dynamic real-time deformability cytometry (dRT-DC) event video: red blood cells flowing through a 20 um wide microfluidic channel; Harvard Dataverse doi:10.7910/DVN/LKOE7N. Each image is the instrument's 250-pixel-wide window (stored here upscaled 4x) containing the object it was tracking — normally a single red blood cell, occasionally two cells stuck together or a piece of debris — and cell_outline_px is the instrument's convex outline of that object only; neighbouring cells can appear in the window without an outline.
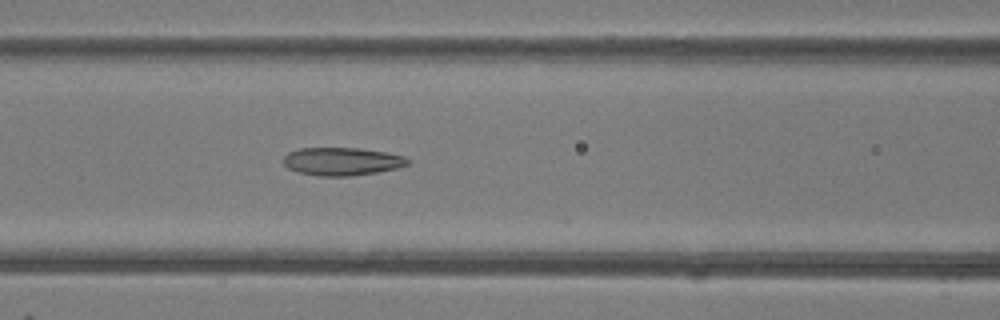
{"species": "common noctule bat (a hibernating species)", "species_latin": "Nyctalus noctula", "temperature_condition": "room temperature", "stored_images_in_passage": 49, "camera_frame_rate_fps": 3000, "um_per_image_px": 0.085, "animal": {"sex": "female"}, "frame": {"image": 1, "passage_image": 21, "time_ms": 6.667, "image_size_px": [1000, 320], "cell_outline_px": [[412, 160], [408, 164], [396, 168], [376, 172], [348, 176], [320, 176], [296, 172], [288, 168], [284, 164], [284, 156], [288, 152], [300, 148], [360, 148], [388, 152], [404, 156]], "centroid_in_image_um": [29.07, 13.71], "position_along_channel_um": 137.5, "area_um2": 20.35}}
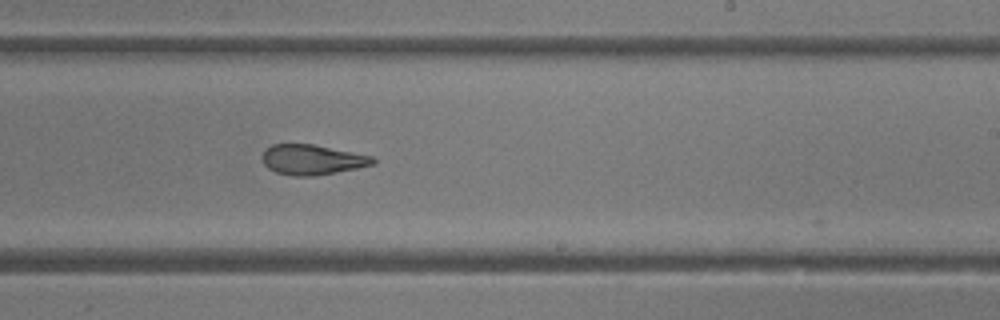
{"frame": {"image": 2, "passage_image": 30, "time_ms": 9.667, "image_size_px": [1000, 320], "cell_outline_px": [[376, 164], [336, 172], [312, 176], [292, 176], [276, 172], [268, 168], [264, 164], [264, 152], [272, 144], [312, 144], [372, 156], [376, 160]], "centroid_in_image_um": [26.56, 13.58], "position_along_channel_um": 262.4, "area_um2": 19.13}}
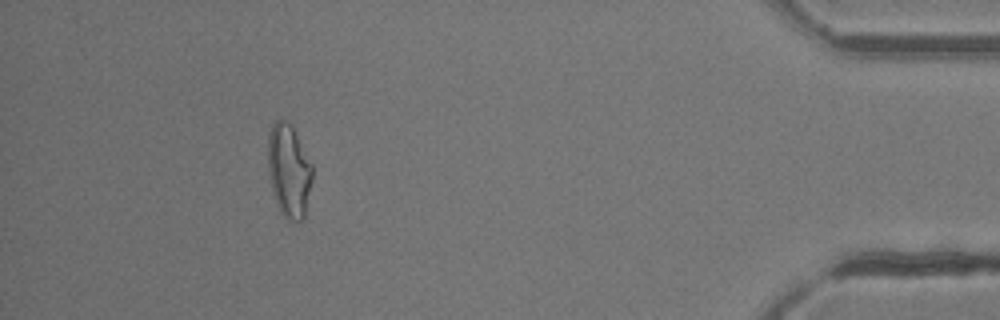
{"frame": {"image": 3, "passage_image": 45, "time_ms": 14.667, "image_size_px": [1000, 320], "cell_outline_px": [[312, 180], [304, 216], [296, 224], [288, 220], [280, 212], [276, 204], [268, 172], [268, 136], [272, 124], [276, 120], [284, 120], [292, 124], [312, 164]], "centroid_in_image_um": [24.55, 14.51], "position_along_channel_um": 410.6, "area_um2": 24.28}, "authors_computed_cell_mechanics": {"area_um2": 22.0218, "velocity_mm_per_s": 4.1733, "shape_relaxation_time_tau1_ms": null, "shape_relaxation_time_tau2_ms": 2.8774, "deformation_change_tau1": null, "deformation_change_tau2": 0.1168}}